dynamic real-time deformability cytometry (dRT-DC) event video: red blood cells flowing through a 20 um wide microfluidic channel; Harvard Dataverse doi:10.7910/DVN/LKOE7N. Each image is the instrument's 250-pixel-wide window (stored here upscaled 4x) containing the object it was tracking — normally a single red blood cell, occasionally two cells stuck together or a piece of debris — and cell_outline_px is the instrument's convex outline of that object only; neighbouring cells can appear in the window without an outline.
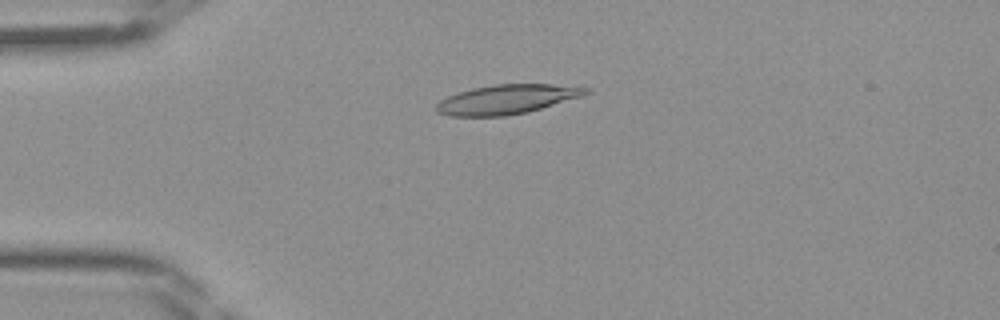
{"species": "Egyptian fruit bat (a non-hibernating species)", "species_latin": "Rousettus aegyptiacus", "temperature_condition": "room temperature", "stored_images_in_passage": 33, "camera_frame_rate_fps": 3000, "um_per_image_px": 0.085, "frame": {"image": 1, "passage_image": 11, "time_ms": 3.333, "image_size_px": [1000, 320], "cell_outline_px": [[592, 92], [580, 96], [528, 112], [504, 116], [448, 116], [436, 112], [436, 104], [440, 100], [448, 96], [472, 88], [496, 84], [552, 84], [592, 88]], "centroid_in_image_um": [43.07, 8.44], "position_along_channel_um": 41.9, "area_um2": 25.49}}
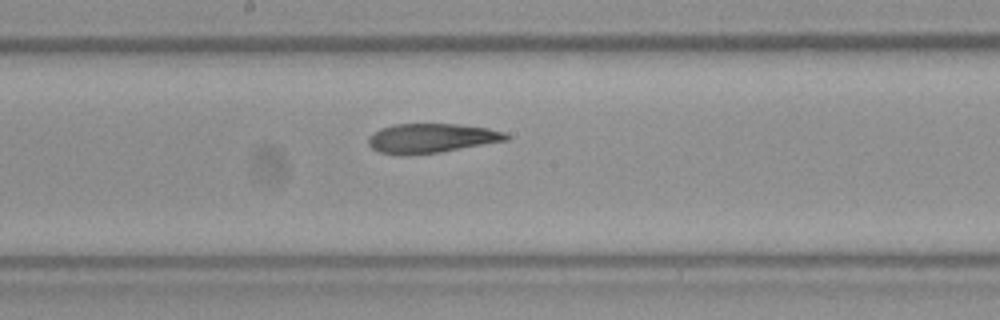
{"frame": {"image": 2, "passage_image": 24, "time_ms": 7.667, "image_size_px": [1000, 320], "cell_outline_px": [[512, 136], [508, 140], [440, 152], [404, 156], [380, 152], [372, 148], [368, 144], [368, 136], [372, 132], [380, 128], [396, 124], [456, 124], [488, 128], [504, 132]], "centroid_in_image_um": [36.65, 11.75], "position_along_channel_um": 211.6, "area_um2": 23.76}}
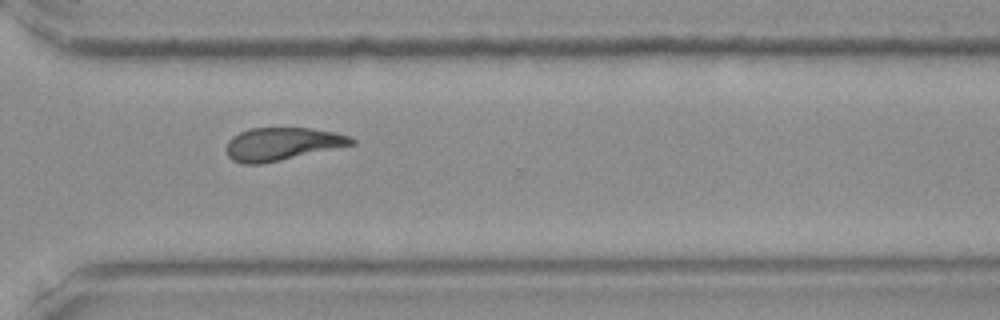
{"frame": {"image": 3, "passage_image": 33, "time_ms": 10.667, "image_size_px": [1000, 320], "cell_outline_px": [[356, 144], [280, 160], [260, 164], [244, 164], [232, 160], [228, 156], [224, 148], [228, 140], [232, 136], [248, 128], [308, 128], [336, 132], [348, 136], [356, 140]], "centroid_in_image_um": [23.94, 12.23], "position_along_channel_um": 346.7, "area_um2": 24.04}}